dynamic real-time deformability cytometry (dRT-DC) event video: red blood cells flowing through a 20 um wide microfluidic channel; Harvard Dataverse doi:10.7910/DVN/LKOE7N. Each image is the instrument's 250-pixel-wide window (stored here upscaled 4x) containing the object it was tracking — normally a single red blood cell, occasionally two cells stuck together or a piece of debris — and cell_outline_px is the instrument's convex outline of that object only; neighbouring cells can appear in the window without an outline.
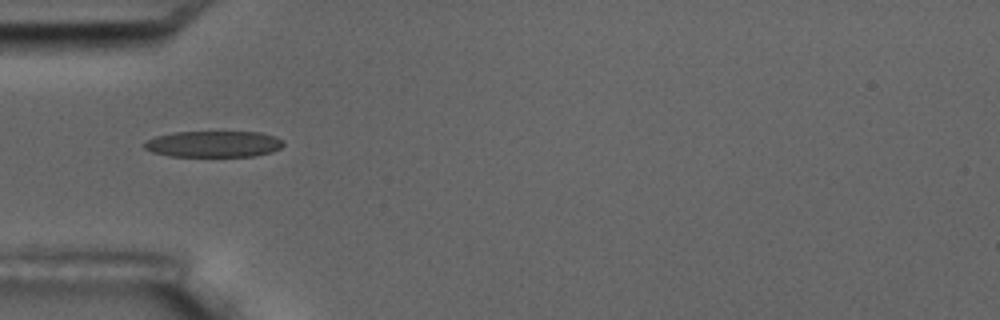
{"species": "common noctule bat (a hibernating species)", "species_latin": "Nyctalus noctula", "temperature_condition": "room temperature", "stored_images_in_passage": 7, "camera_frame_rate_fps": 3000, "um_per_image_px": 0.085, "animal": {"sex": "male", "body_mass_g": 17.5, "forearm_length_mm": 52.3}, "frame": {"image": 1, "passage_image": 1, "time_ms": 0.0, "image_size_px": [1000, 320], "cell_outline_px": [[284, 144], [280, 148], [272, 152], [252, 156], [168, 156], [152, 152], [144, 148], [140, 144], [156, 136], [176, 132], [260, 132], [276, 136], [284, 140]], "centroid_in_image_um": [18.16, 12.24], "position_along_channel_um": 66.8, "area_um2": 21.39}}
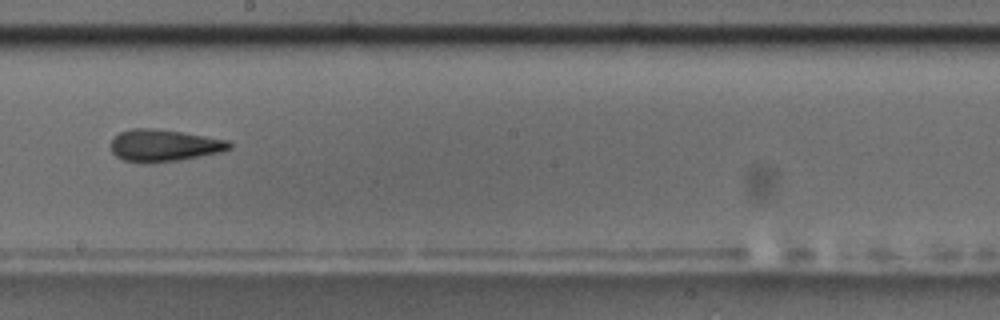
{"frame": {"image": 2, "passage_image": 5, "time_ms": 4.667, "image_size_px": [1000, 320], "cell_outline_px": [[232, 148], [220, 152], [180, 160], [148, 164], [144, 164], [124, 160], [116, 156], [112, 152], [108, 144], [112, 136], [120, 132], [132, 128], [156, 128], [228, 140], [232, 144]], "centroid_in_image_um": [13.86, 12.37], "position_along_channel_um": 234.3, "area_um2": 22.48}}
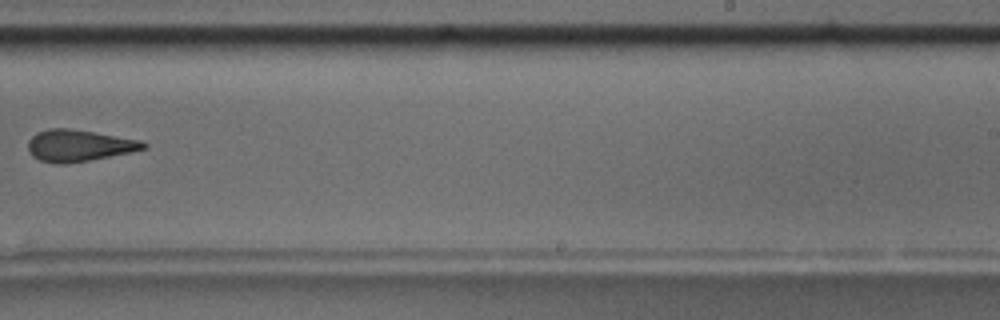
{"frame": {"image": 3, "passage_image": 6, "time_ms": 6.0, "image_size_px": [1000, 320], "cell_outline_px": [[148, 148], [132, 152], [88, 160], [64, 164], [52, 164], [40, 160], [32, 156], [28, 152], [28, 140], [36, 132], [48, 128], [72, 128], [144, 140], [148, 144]], "centroid_in_image_um": [6.72, 12.36], "position_along_channel_um": 282.3, "area_um2": 21.73}}